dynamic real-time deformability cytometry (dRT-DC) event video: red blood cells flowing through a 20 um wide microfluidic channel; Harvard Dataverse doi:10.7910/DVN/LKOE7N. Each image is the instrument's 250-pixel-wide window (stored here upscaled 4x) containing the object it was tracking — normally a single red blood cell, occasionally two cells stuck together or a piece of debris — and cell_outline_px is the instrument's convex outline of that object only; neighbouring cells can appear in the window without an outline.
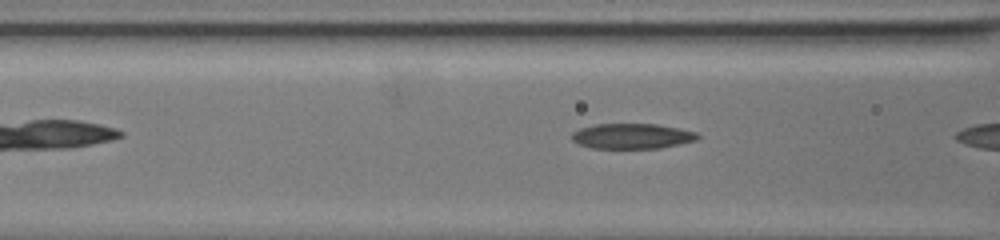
{"species": "common noctule bat (a hibernating species)", "species_latin": "Nyctalus noctula", "temperature_condition": "warm", "stored_images_in_passage": 9, "camera_frame_rate_fps": 3000, "um_per_image_px": 0.085, "animal": {"sex": "female", "body_mass_g": 19.5, "forearm_length_mm": 54.1}, "frame": {"image": 1, "passage_image": 8, "time_ms": 2.333, "image_size_px": [1000, 240], "cell_outline_px": [[700, 136], [696, 140], [680, 144], [660, 148], [592, 148], [576, 144], [572, 140], [572, 132], [580, 128], [596, 124], [656, 124], [680, 128], [696, 132]], "centroid_in_image_um": [53.71, 11.57], "position_along_channel_um": 112.9, "area_um2": 18.61}}